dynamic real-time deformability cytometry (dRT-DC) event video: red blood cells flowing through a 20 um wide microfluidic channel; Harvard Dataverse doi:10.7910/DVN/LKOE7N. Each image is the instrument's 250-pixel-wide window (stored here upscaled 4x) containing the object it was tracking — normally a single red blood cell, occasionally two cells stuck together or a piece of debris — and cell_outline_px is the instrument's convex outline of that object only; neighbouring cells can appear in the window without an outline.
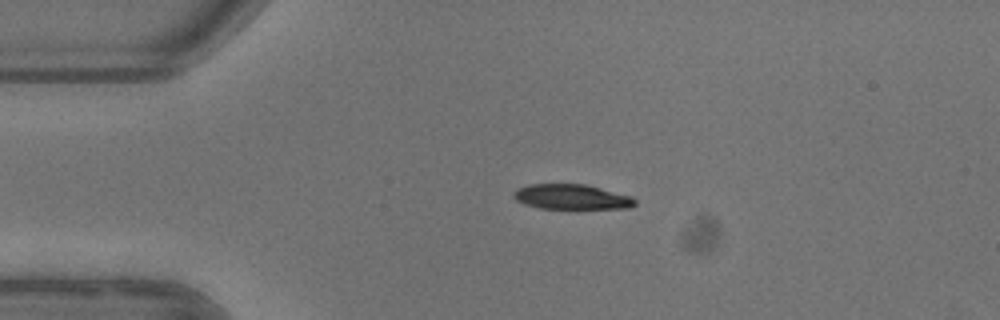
{"species": "common noctule bat (a hibernating species)", "species_latin": "Nyctalus noctula", "temperature_condition": "warm", "stored_images_in_passage": 42, "camera_frame_rate_fps": 3000, "um_per_image_px": 0.085, "animal": {"sex": "female"}, "frame": {"image": 1, "passage_image": 1, "time_ms": 0.0, "image_size_px": [1000, 320], "cell_outline_px": [[636, 204], [628, 208], [540, 208], [524, 204], [516, 200], [512, 196], [512, 192], [516, 188], [528, 184], [584, 184], [632, 196], [636, 200]], "centroid_in_image_um": [48.54, 16.72], "position_along_channel_um": 36.5, "area_um2": 17.69}}
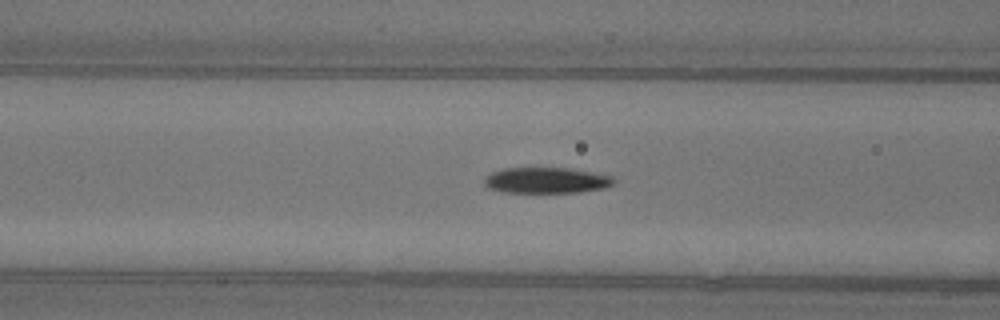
{"frame": {"image": 2, "passage_image": 10, "time_ms": 3.0, "image_size_px": [1000, 320], "cell_outline_px": [[616, 180], [612, 184], [604, 188], [576, 192], [504, 192], [488, 188], [484, 184], [484, 180], [492, 172], [504, 168], [568, 168], [612, 176]], "centroid_in_image_um": [46.43, 15.33], "position_along_channel_um": 120.2, "area_um2": 19.25}}
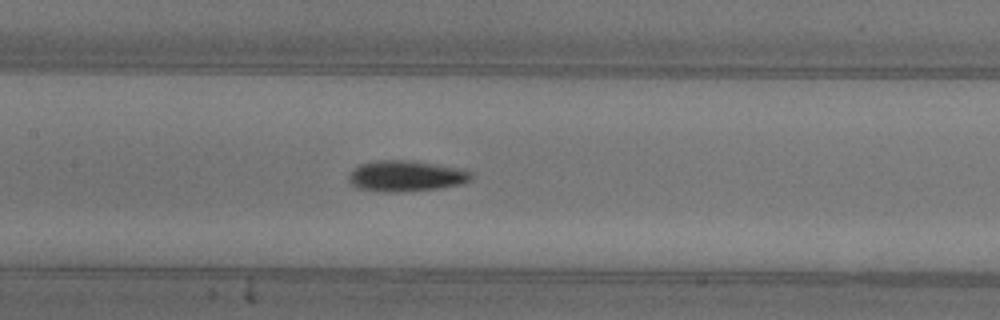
{"frame": {"image": 3, "passage_image": 14, "time_ms": 4.333, "image_size_px": [1000, 320], "cell_outline_px": [[472, 180], [460, 184], [440, 188], [404, 192], [380, 192], [356, 188], [348, 180], [348, 176], [352, 168], [360, 164], [372, 160], [408, 160], [464, 168], [472, 172]], "centroid_in_image_um": [34.5, 14.96], "position_along_channel_um": 172.9, "area_um2": 22.54}, "authors_computed_cell_mechanics": {"area_um2": 19.941, "velocity_mm_per_s": 3.9381, "shape_relaxation_time_tau1_ms": 3.9565, "shape_relaxation_time_tau2_ms": 7.9894, "deformation_change_tau1": 0.1673, "deformation_change_tau2": 0.1403}}